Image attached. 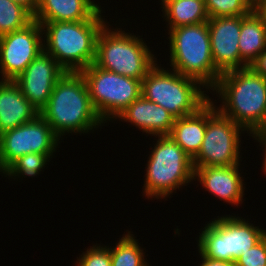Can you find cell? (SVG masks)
Masks as SVG:
<instances>
[{
  "label": "cell",
  "mask_w": 266,
  "mask_h": 266,
  "mask_svg": "<svg viewBox=\"0 0 266 266\" xmlns=\"http://www.w3.org/2000/svg\"><path fill=\"white\" fill-rule=\"evenodd\" d=\"M101 11L90 20L39 22L45 34L43 50L66 72H80L95 62L97 38L106 24Z\"/></svg>",
  "instance_id": "obj_3"
},
{
  "label": "cell",
  "mask_w": 266,
  "mask_h": 266,
  "mask_svg": "<svg viewBox=\"0 0 266 266\" xmlns=\"http://www.w3.org/2000/svg\"><path fill=\"white\" fill-rule=\"evenodd\" d=\"M254 12L261 18L266 26V0H262L261 4L254 10Z\"/></svg>",
  "instance_id": "obj_32"
},
{
  "label": "cell",
  "mask_w": 266,
  "mask_h": 266,
  "mask_svg": "<svg viewBox=\"0 0 266 266\" xmlns=\"http://www.w3.org/2000/svg\"><path fill=\"white\" fill-rule=\"evenodd\" d=\"M162 2V6L166 3V2H169V1H172V0H161Z\"/></svg>",
  "instance_id": "obj_34"
},
{
  "label": "cell",
  "mask_w": 266,
  "mask_h": 266,
  "mask_svg": "<svg viewBox=\"0 0 266 266\" xmlns=\"http://www.w3.org/2000/svg\"><path fill=\"white\" fill-rule=\"evenodd\" d=\"M27 8L33 15L37 11L40 0H13Z\"/></svg>",
  "instance_id": "obj_30"
},
{
  "label": "cell",
  "mask_w": 266,
  "mask_h": 266,
  "mask_svg": "<svg viewBox=\"0 0 266 266\" xmlns=\"http://www.w3.org/2000/svg\"><path fill=\"white\" fill-rule=\"evenodd\" d=\"M117 118L152 136L169 135L175 117L162 106L145 99L142 95L133 101Z\"/></svg>",
  "instance_id": "obj_16"
},
{
  "label": "cell",
  "mask_w": 266,
  "mask_h": 266,
  "mask_svg": "<svg viewBox=\"0 0 266 266\" xmlns=\"http://www.w3.org/2000/svg\"><path fill=\"white\" fill-rule=\"evenodd\" d=\"M91 0H40L33 20L38 22H74L92 19L100 6Z\"/></svg>",
  "instance_id": "obj_18"
},
{
  "label": "cell",
  "mask_w": 266,
  "mask_h": 266,
  "mask_svg": "<svg viewBox=\"0 0 266 266\" xmlns=\"http://www.w3.org/2000/svg\"><path fill=\"white\" fill-rule=\"evenodd\" d=\"M200 85L204 87L198 80L156 63L142 79L141 95L180 118L196 113L210 100Z\"/></svg>",
  "instance_id": "obj_5"
},
{
  "label": "cell",
  "mask_w": 266,
  "mask_h": 266,
  "mask_svg": "<svg viewBox=\"0 0 266 266\" xmlns=\"http://www.w3.org/2000/svg\"><path fill=\"white\" fill-rule=\"evenodd\" d=\"M33 21V14L13 0H0V37L20 30Z\"/></svg>",
  "instance_id": "obj_23"
},
{
  "label": "cell",
  "mask_w": 266,
  "mask_h": 266,
  "mask_svg": "<svg viewBox=\"0 0 266 266\" xmlns=\"http://www.w3.org/2000/svg\"><path fill=\"white\" fill-rule=\"evenodd\" d=\"M213 103L211 99L206 103V132L200 151L192 159L194 169L238 165L241 160L239 136L245 130L222 115Z\"/></svg>",
  "instance_id": "obj_10"
},
{
  "label": "cell",
  "mask_w": 266,
  "mask_h": 266,
  "mask_svg": "<svg viewBox=\"0 0 266 266\" xmlns=\"http://www.w3.org/2000/svg\"><path fill=\"white\" fill-rule=\"evenodd\" d=\"M255 140L257 139L258 140V142H260L262 145H263V147L265 148V149H263V150H265V155H264V166H263V171L265 172V174H266V130L265 131H260V132H257V133H254V134H252L251 135Z\"/></svg>",
  "instance_id": "obj_29"
},
{
  "label": "cell",
  "mask_w": 266,
  "mask_h": 266,
  "mask_svg": "<svg viewBox=\"0 0 266 266\" xmlns=\"http://www.w3.org/2000/svg\"><path fill=\"white\" fill-rule=\"evenodd\" d=\"M249 67L258 75L266 78V49L262 51Z\"/></svg>",
  "instance_id": "obj_28"
},
{
  "label": "cell",
  "mask_w": 266,
  "mask_h": 266,
  "mask_svg": "<svg viewBox=\"0 0 266 266\" xmlns=\"http://www.w3.org/2000/svg\"><path fill=\"white\" fill-rule=\"evenodd\" d=\"M239 165L197 167L194 179H198L203 188L215 197L238 207L242 204L245 189Z\"/></svg>",
  "instance_id": "obj_15"
},
{
  "label": "cell",
  "mask_w": 266,
  "mask_h": 266,
  "mask_svg": "<svg viewBox=\"0 0 266 266\" xmlns=\"http://www.w3.org/2000/svg\"><path fill=\"white\" fill-rule=\"evenodd\" d=\"M242 1L251 11H254L262 2V0H242Z\"/></svg>",
  "instance_id": "obj_33"
},
{
  "label": "cell",
  "mask_w": 266,
  "mask_h": 266,
  "mask_svg": "<svg viewBox=\"0 0 266 266\" xmlns=\"http://www.w3.org/2000/svg\"><path fill=\"white\" fill-rule=\"evenodd\" d=\"M60 138L38 115L34 120L0 134V172L29 153L53 154Z\"/></svg>",
  "instance_id": "obj_11"
},
{
  "label": "cell",
  "mask_w": 266,
  "mask_h": 266,
  "mask_svg": "<svg viewBox=\"0 0 266 266\" xmlns=\"http://www.w3.org/2000/svg\"><path fill=\"white\" fill-rule=\"evenodd\" d=\"M80 72L86 81L92 104L103 122L113 117L117 119L141 96V80L104 70L95 63Z\"/></svg>",
  "instance_id": "obj_9"
},
{
  "label": "cell",
  "mask_w": 266,
  "mask_h": 266,
  "mask_svg": "<svg viewBox=\"0 0 266 266\" xmlns=\"http://www.w3.org/2000/svg\"><path fill=\"white\" fill-rule=\"evenodd\" d=\"M211 90L224 103L216 109L250 136L266 130V78L250 67L233 70L221 74Z\"/></svg>",
  "instance_id": "obj_1"
},
{
  "label": "cell",
  "mask_w": 266,
  "mask_h": 266,
  "mask_svg": "<svg viewBox=\"0 0 266 266\" xmlns=\"http://www.w3.org/2000/svg\"><path fill=\"white\" fill-rule=\"evenodd\" d=\"M230 216H218L203 228L198 239L201 257L234 265L242 252L252 248L266 235L263 228L255 227L242 217Z\"/></svg>",
  "instance_id": "obj_8"
},
{
  "label": "cell",
  "mask_w": 266,
  "mask_h": 266,
  "mask_svg": "<svg viewBox=\"0 0 266 266\" xmlns=\"http://www.w3.org/2000/svg\"><path fill=\"white\" fill-rule=\"evenodd\" d=\"M118 29L111 31L104 25L97 38L94 63L104 70L142 81L156 64V58L140 36Z\"/></svg>",
  "instance_id": "obj_6"
},
{
  "label": "cell",
  "mask_w": 266,
  "mask_h": 266,
  "mask_svg": "<svg viewBox=\"0 0 266 266\" xmlns=\"http://www.w3.org/2000/svg\"><path fill=\"white\" fill-rule=\"evenodd\" d=\"M211 53L221 73L249 67L240 56L241 16L212 17L207 21Z\"/></svg>",
  "instance_id": "obj_13"
},
{
  "label": "cell",
  "mask_w": 266,
  "mask_h": 266,
  "mask_svg": "<svg viewBox=\"0 0 266 266\" xmlns=\"http://www.w3.org/2000/svg\"><path fill=\"white\" fill-rule=\"evenodd\" d=\"M66 73L47 52L40 54L13 80L27 100L39 110L47 104L56 82Z\"/></svg>",
  "instance_id": "obj_14"
},
{
  "label": "cell",
  "mask_w": 266,
  "mask_h": 266,
  "mask_svg": "<svg viewBox=\"0 0 266 266\" xmlns=\"http://www.w3.org/2000/svg\"><path fill=\"white\" fill-rule=\"evenodd\" d=\"M209 18L246 16L251 10L242 0H204Z\"/></svg>",
  "instance_id": "obj_25"
},
{
  "label": "cell",
  "mask_w": 266,
  "mask_h": 266,
  "mask_svg": "<svg viewBox=\"0 0 266 266\" xmlns=\"http://www.w3.org/2000/svg\"><path fill=\"white\" fill-rule=\"evenodd\" d=\"M43 31L38 21L0 37L1 80H15L43 50Z\"/></svg>",
  "instance_id": "obj_12"
},
{
  "label": "cell",
  "mask_w": 266,
  "mask_h": 266,
  "mask_svg": "<svg viewBox=\"0 0 266 266\" xmlns=\"http://www.w3.org/2000/svg\"><path fill=\"white\" fill-rule=\"evenodd\" d=\"M234 266H266V235L246 252H242Z\"/></svg>",
  "instance_id": "obj_27"
},
{
  "label": "cell",
  "mask_w": 266,
  "mask_h": 266,
  "mask_svg": "<svg viewBox=\"0 0 266 266\" xmlns=\"http://www.w3.org/2000/svg\"><path fill=\"white\" fill-rule=\"evenodd\" d=\"M202 258V264L200 266H234L231 263L228 262H223V261H214V260H210L204 257Z\"/></svg>",
  "instance_id": "obj_31"
},
{
  "label": "cell",
  "mask_w": 266,
  "mask_h": 266,
  "mask_svg": "<svg viewBox=\"0 0 266 266\" xmlns=\"http://www.w3.org/2000/svg\"><path fill=\"white\" fill-rule=\"evenodd\" d=\"M130 233L128 231L115 247L110 248L111 266H149L144 259L143 249Z\"/></svg>",
  "instance_id": "obj_22"
},
{
  "label": "cell",
  "mask_w": 266,
  "mask_h": 266,
  "mask_svg": "<svg viewBox=\"0 0 266 266\" xmlns=\"http://www.w3.org/2000/svg\"><path fill=\"white\" fill-rule=\"evenodd\" d=\"M157 137L146 168L143 192L148 199H165L194 180L192 158L169 135Z\"/></svg>",
  "instance_id": "obj_7"
},
{
  "label": "cell",
  "mask_w": 266,
  "mask_h": 266,
  "mask_svg": "<svg viewBox=\"0 0 266 266\" xmlns=\"http://www.w3.org/2000/svg\"><path fill=\"white\" fill-rule=\"evenodd\" d=\"M206 132V104L196 113L176 118L169 136L192 159L201 149Z\"/></svg>",
  "instance_id": "obj_19"
},
{
  "label": "cell",
  "mask_w": 266,
  "mask_h": 266,
  "mask_svg": "<svg viewBox=\"0 0 266 266\" xmlns=\"http://www.w3.org/2000/svg\"><path fill=\"white\" fill-rule=\"evenodd\" d=\"M39 115L59 138L65 133H88L104 123L92 104L81 72L67 71L56 82Z\"/></svg>",
  "instance_id": "obj_2"
},
{
  "label": "cell",
  "mask_w": 266,
  "mask_h": 266,
  "mask_svg": "<svg viewBox=\"0 0 266 266\" xmlns=\"http://www.w3.org/2000/svg\"><path fill=\"white\" fill-rule=\"evenodd\" d=\"M238 45L241 59L248 66L266 49V26L254 11L241 16Z\"/></svg>",
  "instance_id": "obj_20"
},
{
  "label": "cell",
  "mask_w": 266,
  "mask_h": 266,
  "mask_svg": "<svg viewBox=\"0 0 266 266\" xmlns=\"http://www.w3.org/2000/svg\"><path fill=\"white\" fill-rule=\"evenodd\" d=\"M53 154H40V153H29L23 155L14 161L3 173L9 177L15 176H36L41 172L43 167L49 162ZM51 156V157H50Z\"/></svg>",
  "instance_id": "obj_24"
},
{
  "label": "cell",
  "mask_w": 266,
  "mask_h": 266,
  "mask_svg": "<svg viewBox=\"0 0 266 266\" xmlns=\"http://www.w3.org/2000/svg\"><path fill=\"white\" fill-rule=\"evenodd\" d=\"M39 115L13 80L0 81V134L34 120Z\"/></svg>",
  "instance_id": "obj_17"
},
{
  "label": "cell",
  "mask_w": 266,
  "mask_h": 266,
  "mask_svg": "<svg viewBox=\"0 0 266 266\" xmlns=\"http://www.w3.org/2000/svg\"><path fill=\"white\" fill-rule=\"evenodd\" d=\"M168 34L171 69L212 89L221 73L213 63L207 22L170 29Z\"/></svg>",
  "instance_id": "obj_4"
},
{
  "label": "cell",
  "mask_w": 266,
  "mask_h": 266,
  "mask_svg": "<svg viewBox=\"0 0 266 266\" xmlns=\"http://www.w3.org/2000/svg\"><path fill=\"white\" fill-rule=\"evenodd\" d=\"M86 252V253H85ZM77 259V266H111L110 247L93 245Z\"/></svg>",
  "instance_id": "obj_26"
},
{
  "label": "cell",
  "mask_w": 266,
  "mask_h": 266,
  "mask_svg": "<svg viewBox=\"0 0 266 266\" xmlns=\"http://www.w3.org/2000/svg\"><path fill=\"white\" fill-rule=\"evenodd\" d=\"M161 8L168 21L169 30L207 22L209 19L204 0H172Z\"/></svg>",
  "instance_id": "obj_21"
}]
</instances>
